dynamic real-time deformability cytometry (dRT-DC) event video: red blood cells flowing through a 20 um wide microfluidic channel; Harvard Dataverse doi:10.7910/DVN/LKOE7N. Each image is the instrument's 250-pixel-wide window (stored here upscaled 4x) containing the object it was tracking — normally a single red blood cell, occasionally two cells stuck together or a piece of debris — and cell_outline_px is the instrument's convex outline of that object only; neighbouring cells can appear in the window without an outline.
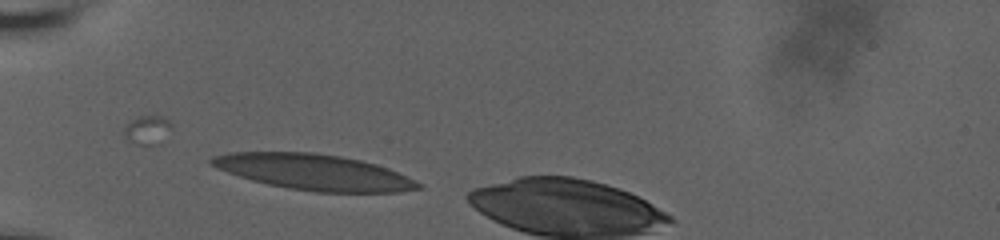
{"species": "human", "species_latin": "Homo sapiens", "temperature_condition": "room temperature", "stored_images_in_passage": 6, "camera_frame_rate_fps": 3000, "um_per_image_px": 0.085, "donor": {"sex": "male"}, "frame": {"image": 1, "passage_image": 1, "time_ms": 0.0, "image_size_px": [1000, 240], "cell_outline_px": [[424, 188], [400, 192], [316, 192], [288, 188], [268, 184], [252, 180], [216, 168], [208, 164], [208, 160], [212, 156], [228, 152], [312, 152], [340, 156], [360, 160], [376, 164], [388, 168], [416, 180], [424, 184]], "centroid_in_image_um": [26.7, 14.63], "position_along_channel_um": 58.3, "area_um2": 43.23}}
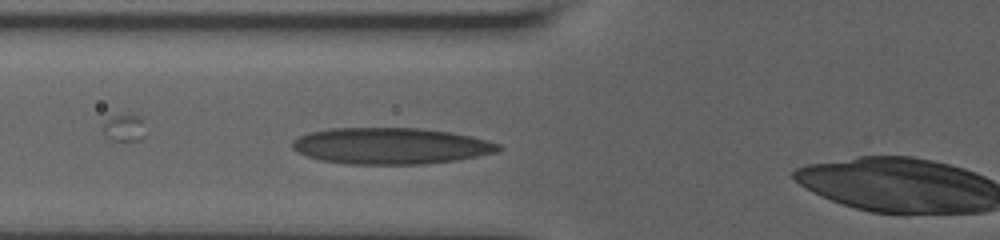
{"frame": {"image": 2, "passage_image": 5, "time_ms": 1.333, "image_size_px": [1000, 240], "cell_outline_px": [[504, 148], [500, 152], [456, 160], [424, 164], [348, 164], [320, 160], [296, 152], [292, 148], [292, 140], [308, 132], [332, 128], [424, 128], [472, 136], [488, 140], [500, 144]], "centroid_in_image_um": [33.24, 12.4], "position_along_channel_um": 92.6, "area_um2": 43.99}}